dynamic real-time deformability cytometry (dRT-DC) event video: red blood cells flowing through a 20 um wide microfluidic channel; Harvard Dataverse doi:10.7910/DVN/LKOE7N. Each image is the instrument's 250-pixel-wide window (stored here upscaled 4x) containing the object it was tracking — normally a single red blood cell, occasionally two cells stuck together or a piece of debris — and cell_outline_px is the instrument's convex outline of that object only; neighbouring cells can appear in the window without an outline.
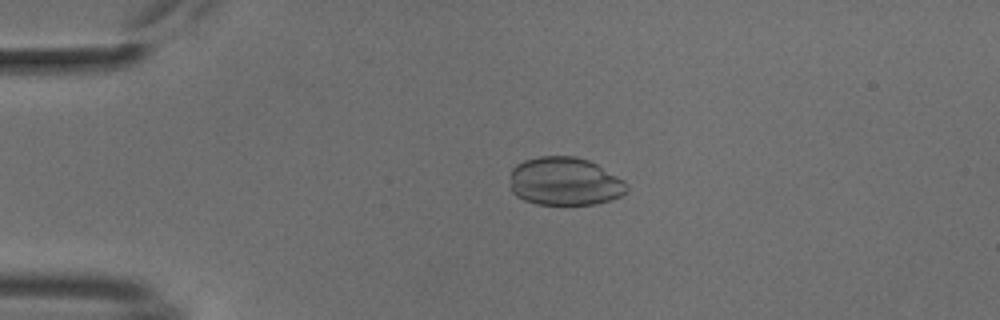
{"species": "common noctule bat (a hibernating species)", "species_latin": "Nyctalus noctula", "temperature_condition": "cold", "stored_images_in_passage": 48, "camera_frame_rate_fps": 3000, "um_per_image_px": 0.085, "animal": {"sex": "male", "body_mass_g": 18.8}, "frame": {"image": 1, "passage_image": 7, "time_ms": 2.0, "image_size_px": [1000, 320], "cell_outline_px": [[628, 188], [620, 196], [612, 200], [596, 204], [536, 204], [524, 200], [516, 196], [512, 192], [512, 168], [516, 164], [524, 160], [540, 156], [576, 156], [588, 160], [596, 164], [624, 180], [628, 184]], "centroid_in_image_um": [48.02, 15.42], "position_along_channel_um": 37.0, "area_um2": 32.77}}
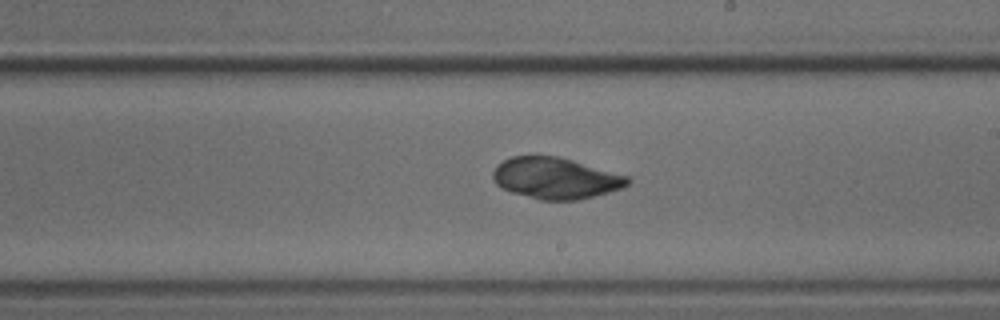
{"frame": {"image": 2, "passage_image": 26, "time_ms": 8.333, "image_size_px": [1000, 320], "cell_outline_px": [[632, 180], [624, 188], [580, 200], [540, 200], [512, 192], [500, 188], [492, 180], [492, 172], [496, 164], [512, 156], [556, 156], [572, 160], [628, 176]], "centroid_in_image_um": [47.21, 15.15], "position_along_channel_um": 241.8, "area_um2": 32.54}}
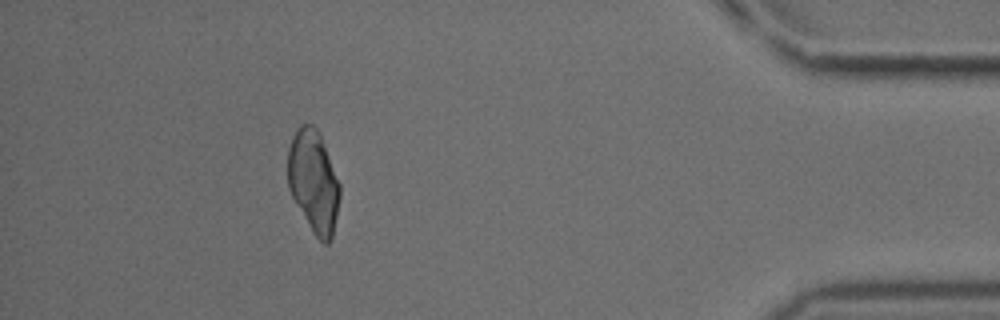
{"frame": {"image": 3, "passage_image": 43, "time_ms": 14.0, "image_size_px": [1000, 320], "cell_outline_px": [[340, 196], [332, 240], [328, 244], [324, 244], [312, 232], [292, 196], [288, 188], [288, 148], [292, 136], [300, 124], [312, 124], [316, 128], [320, 136], [340, 184]], "centroid_in_image_um": [26.64, 15.45], "position_along_channel_um": 408.6, "area_um2": 30.81}}